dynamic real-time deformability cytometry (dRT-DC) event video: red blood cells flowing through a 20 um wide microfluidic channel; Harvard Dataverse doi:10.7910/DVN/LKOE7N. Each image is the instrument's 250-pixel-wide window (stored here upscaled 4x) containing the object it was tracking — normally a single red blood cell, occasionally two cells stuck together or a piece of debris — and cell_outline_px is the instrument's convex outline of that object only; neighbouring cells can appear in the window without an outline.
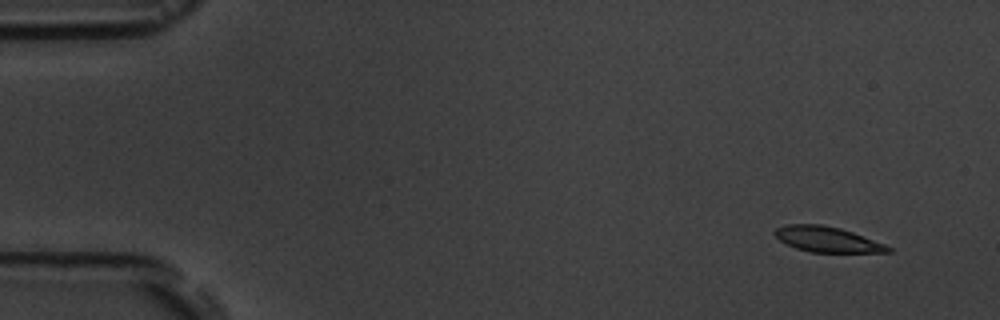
{"species": "common noctule bat (a hibernating species)", "species_latin": "Nyctalus noctula", "temperature_condition": "room temperature", "stored_images_in_passage": 16, "camera_frame_rate_fps": 3000, "um_per_image_px": 0.085, "animal": {"sex": "male", "body_mass_g": 19.5, "forearm_length_mm": 54.6}, "frame": {"image": 1, "passage_image": 1, "time_ms": 0.0, "image_size_px": [1000, 320], "cell_outline_px": [[892, 252], [812, 252], [796, 248], [780, 240], [772, 232], [776, 228], [784, 224], [824, 224], [840, 228], [852, 232], [884, 244], [892, 248]], "centroid_in_image_um": [70.28, 20.33], "position_along_channel_um": 14.7, "area_um2": 16.65}}
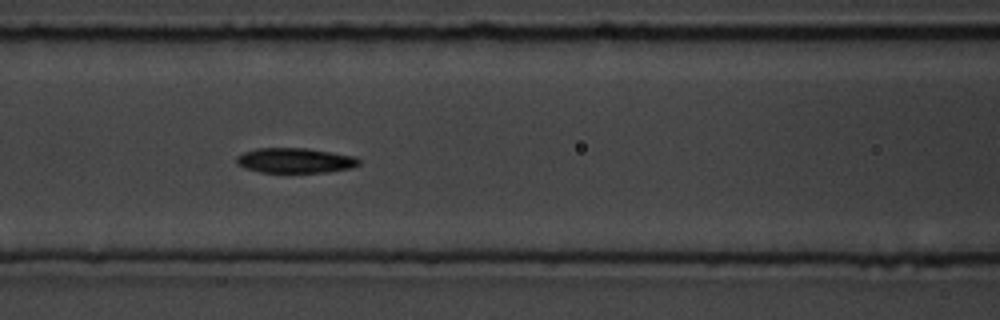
{"frame": {"image": 2, "passage_image": 7, "time_ms": 6.667, "image_size_px": [1000, 320], "cell_outline_px": [[360, 164], [352, 168], [328, 172], [260, 172], [244, 168], [236, 164], [236, 156], [244, 152], [256, 148], [304, 148], [356, 156], [360, 160]], "centroid_in_image_um": [25.07, 13.64], "position_along_channel_um": 141.5, "area_um2": 17.92}}
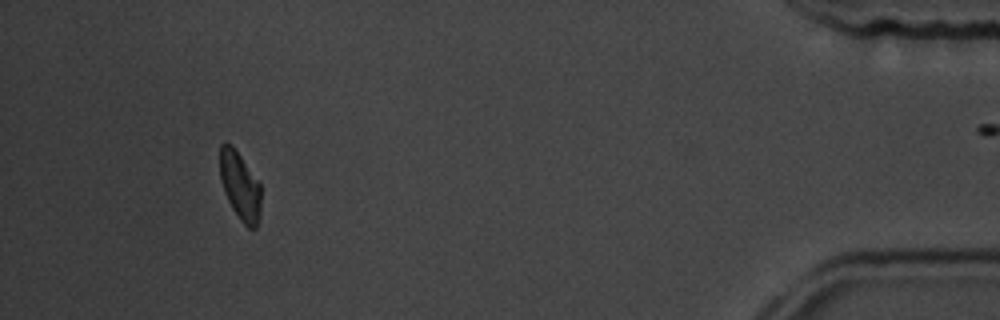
{"frame": {"image": 3, "passage_image": 15, "time_ms": 16.0, "image_size_px": [1000, 320], "cell_outline_px": [[260, 220], [256, 228], [248, 228], [240, 220], [232, 208], [224, 192], [220, 180], [220, 144], [224, 140], [232, 144], [260, 184]], "centroid_in_image_um": [20.39, 15.79], "position_along_channel_um": 414.8, "area_um2": 16.42}, "authors_computed_cell_mechanics": {"area_um2": 17.5423, "velocity_mm_per_s": 3.6387, "shape_relaxation_time_tau1_ms": 1.8565, "shape_relaxation_time_tau2_ms": null, "deformation_change_tau1": 0.0822, "deformation_change_tau2": null}}